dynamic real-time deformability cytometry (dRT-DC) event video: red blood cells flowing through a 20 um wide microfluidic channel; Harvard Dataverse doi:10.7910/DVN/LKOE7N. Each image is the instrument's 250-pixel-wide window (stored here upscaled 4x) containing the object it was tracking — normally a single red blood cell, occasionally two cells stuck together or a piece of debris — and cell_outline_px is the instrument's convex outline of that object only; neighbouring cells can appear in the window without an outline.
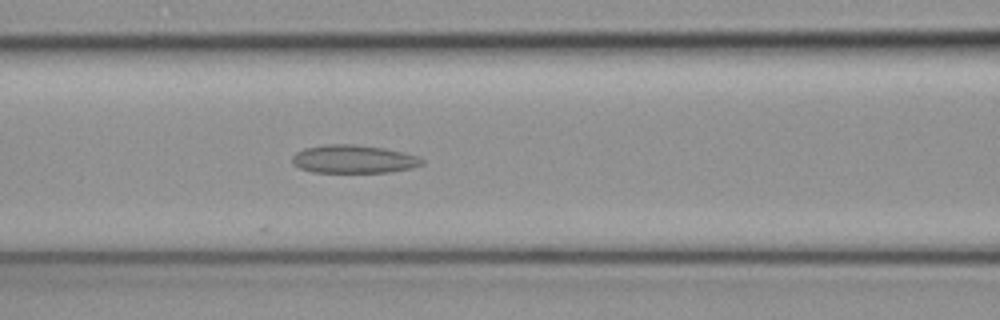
{"species": "common noctule bat (a hibernating species)", "species_latin": "Nyctalus noctula", "temperature_condition": "cold", "stored_images_in_passage": 29, "camera_frame_rate_fps": 3000, "um_per_image_px": 0.085, "animal": {"sex": "female", "body_mass_g": 19.3, "forearm_length_mm": 54.1}, "frame": {"image": 1, "passage_image": 7, "time_ms": 2.0, "image_size_px": [1000, 320], "cell_outline_px": [[424, 164], [412, 168], [392, 172], [312, 172], [300, 168], [292, 164], [292, 156], [296, 152], [304, 148], [332, 144], [352, 144], [384, 148], [416, 156], [424, 160]], "centroid_in_image_um": [30.04, 13.53], "position_along_channel_um": 136.6, "area_um2": 21.21}}
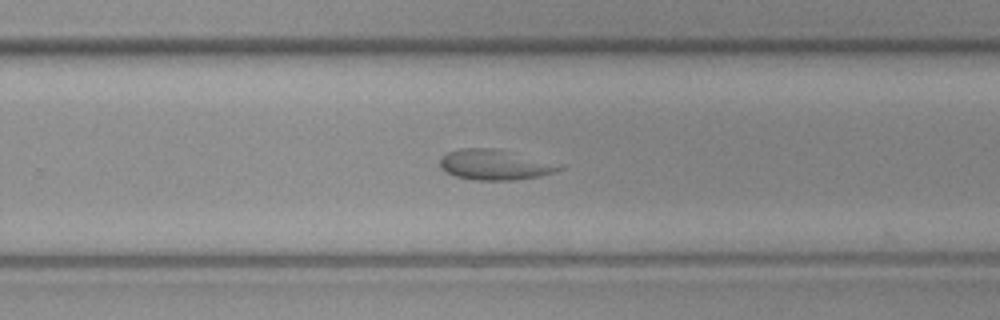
{"frame": {"image": 2, "passage_image": 18, "time_ms": 5.667, "image_size_px": [1000, 320], "cell_outline_px": [[564, 168], [540, 176], [512, 180], [476, 180], [456, 176], [448, 172], [440, 164], [440, 156], [448, 152], [460, 148], [496, 148]], "centroid_in_image_um": [41.92, 14.0], "position_along_channel_um": 287.9, "area_um2": 20.11}}
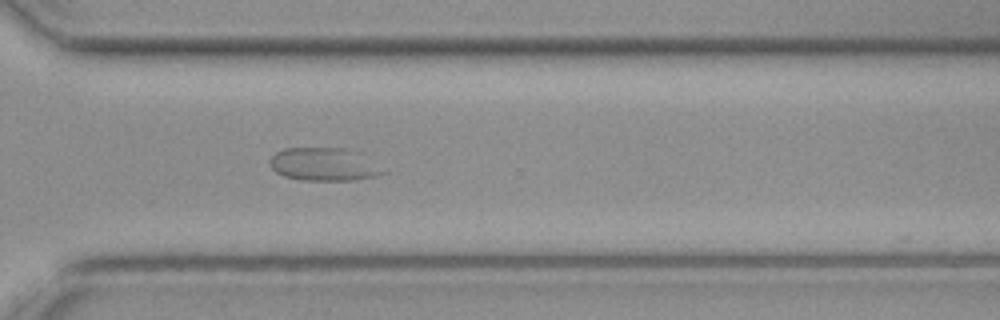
{"frame": {"image": 3, "passage_image": 22, "time_ms": 7.0, "image_size_px": [1000, 320], "cell_outline_px": [[388, 172], [376, 176], [352, 180], [300, 180], [284, 176], [276, 172], [272, 168], [272, 156], [276, 152], [284, 148], [344, 148]], "centroid_in_image_um": [27.45, 13.99], "position_along_channel_um": 343.1, "area_um2": 20.98}}